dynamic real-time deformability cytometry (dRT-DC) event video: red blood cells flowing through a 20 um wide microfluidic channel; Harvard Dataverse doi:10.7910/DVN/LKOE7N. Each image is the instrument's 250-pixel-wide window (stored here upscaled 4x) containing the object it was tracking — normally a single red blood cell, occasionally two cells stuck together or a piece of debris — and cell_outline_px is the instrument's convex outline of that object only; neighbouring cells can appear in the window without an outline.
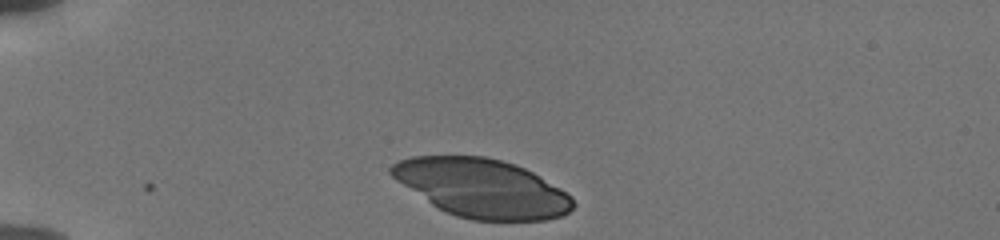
{"species": "human", "species_latin": "Homo sapiens", "temperature_condition": "cold", "stored_images_in_passage": 35, "camera_frame_rate_fps": 3000, "um_per_image_px": 0.085, "donor": {"sex": "male"}, "frame": {"image": 1, "passage_image": 1, "time_ms": 0.0, "image_size_px": [1000, 240], "cell_outline_px": [[576, 204], [568, 212], [560, 216], [548, 220], [472, 220], [456, 216], [432, 204], [396, 180], [388, 172], [388, 168], [392, 164], [400, 160], [412, 156], [488, 156], [516, 164], [540, 176], [560, 188], [572, 196]], "centroid_in_image_um": [40.98, 15.98], "position_along_channel_um": 44.0, "area_um2": 61.73}}